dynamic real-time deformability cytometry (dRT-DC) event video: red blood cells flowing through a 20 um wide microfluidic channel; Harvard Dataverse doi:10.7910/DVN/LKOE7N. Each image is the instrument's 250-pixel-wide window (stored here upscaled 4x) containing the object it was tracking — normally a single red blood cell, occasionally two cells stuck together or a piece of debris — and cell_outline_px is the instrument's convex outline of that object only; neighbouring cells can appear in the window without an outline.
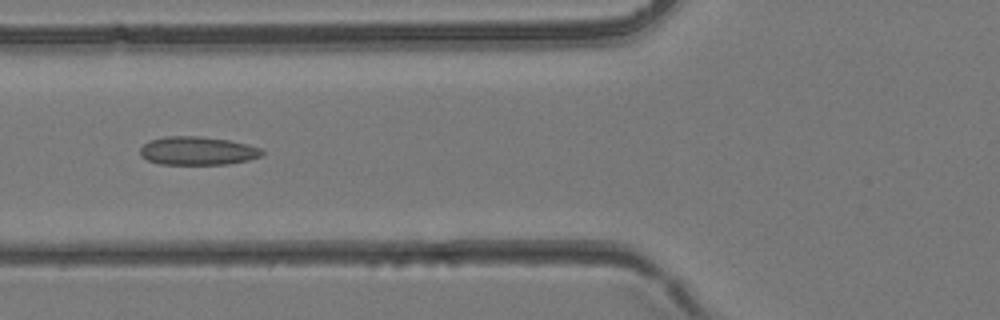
{"species": "common noctule bat (a hibernating species)", "species_latin": "Nyctalus noctula", "temperature_condition": "room temperature", "stored_images_in_passage": 12, "camera_frame_rate_fps": 3000, "um_per_image_px": 0.085, "animal": {"sex": "female", "body_mass_g": 24.6, "forearm_length_mm": 56.2}, "frame": {"image": 1, "passage_image": 4, "time_ms": 1.0, "image_size_px": [1000, 320], "cell_outline_px": [[264, 152], [260, 156], [248, 160], [228, 164], [160, 164], [148, 160], [140, 156], [140, 148], [148, 140], [164, 136], [200, 136], [228, 140], [248, 144], [264, 148]], "centroid_in_image_um": [16.79, 12.81], "position_along_channel_um": 109.0, "area_um2": 20.35}}
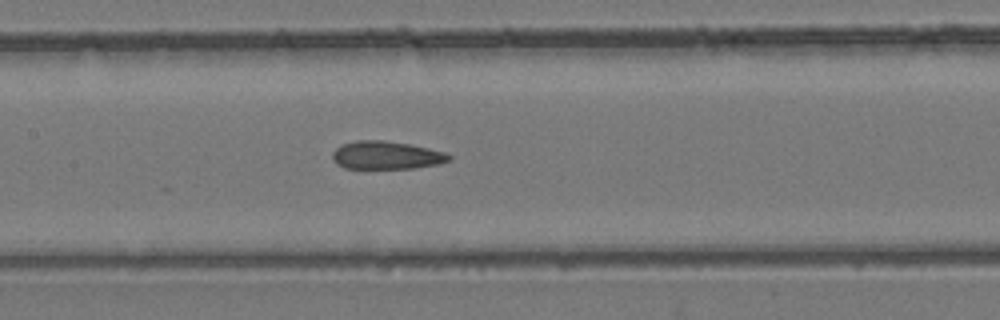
{"frame": {"image": 2, "passage_image": 8, "time_ms": 2.333, "image_size_px": [1000, 320], "cell_outline_px": [[452, 160], [440, 164], [412, 168], [344, 168], [336, 164], [332, 160], [332, 152], [340, 144], [356, 140], [384, 140], [408, 144], [428, 148], [444, 152], [452, 156]], "centroid_in_image_um": [32.81, 13.19], "position_along_channel_um": 174.6, "area_um2": 19.19}}
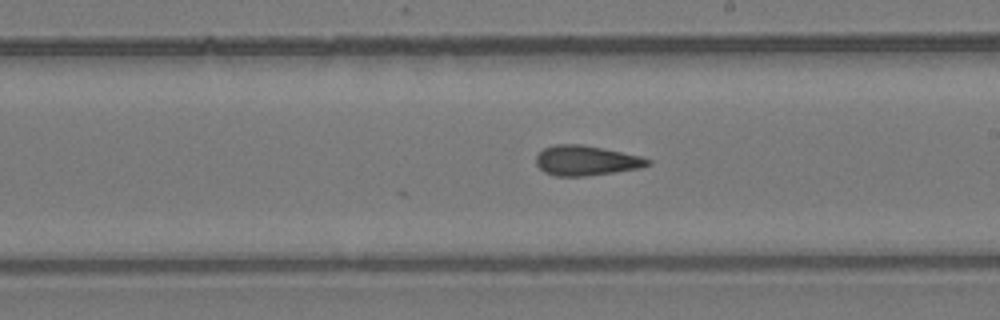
{"frame": {"image": 3, "passage_image": 12, "time_ms": 3.667, "image_size_px": [1000, 320], "cell_outline_px": [[652, 164], [640, 168], [616, 172], [584, 176], [556, 176], [544, 172], [536, 164], [536, 156], [544, 148], [552, 144], [580, 144], [640, 156], [652, 160]], "centroid_in_image_um": [49.81, 13.65], "position_along_channel_um": 239.2, "area_um2": 19.42}}